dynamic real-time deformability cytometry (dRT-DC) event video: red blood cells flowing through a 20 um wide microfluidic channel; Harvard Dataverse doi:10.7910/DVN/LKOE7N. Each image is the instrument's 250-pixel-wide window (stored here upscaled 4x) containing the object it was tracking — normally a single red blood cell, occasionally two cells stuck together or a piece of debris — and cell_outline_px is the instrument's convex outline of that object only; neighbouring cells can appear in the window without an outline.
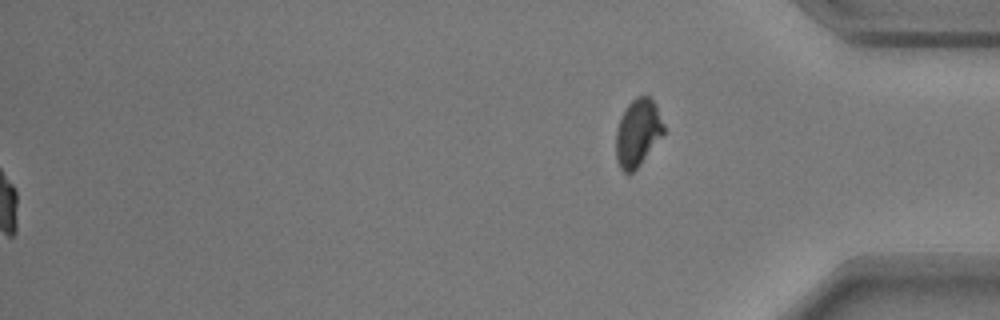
{"species": "common noctule bat (a hibernating species)", "species_latin": "Nyctalus noctula", "temperature_condition": "warm", "stored_images_in_passage": 55, "segment_of_instrument_passage": [2, 2], "camera_frame_rate_fps": 3000, "um_per_image_px": 0.085, "animal": {"sex": "male", "body_mass_g": 17.9}, "frame": {"image": 1, "passage_image": 55, "time_ms": 18.0, "image_size_px": [1000, 320], "cell_outline_px": [[664, 136], [640, 164], [628, 176], [620, 168], [616, 160], [616, 132], [620, 120], [628, 104], [636, 96], [648, 96], [656, 104], [664, 124]], "centroid_in_image_um": [54.23, 11.31], "position_along_channel_um": 381.0, "area_um2": 18.84}}